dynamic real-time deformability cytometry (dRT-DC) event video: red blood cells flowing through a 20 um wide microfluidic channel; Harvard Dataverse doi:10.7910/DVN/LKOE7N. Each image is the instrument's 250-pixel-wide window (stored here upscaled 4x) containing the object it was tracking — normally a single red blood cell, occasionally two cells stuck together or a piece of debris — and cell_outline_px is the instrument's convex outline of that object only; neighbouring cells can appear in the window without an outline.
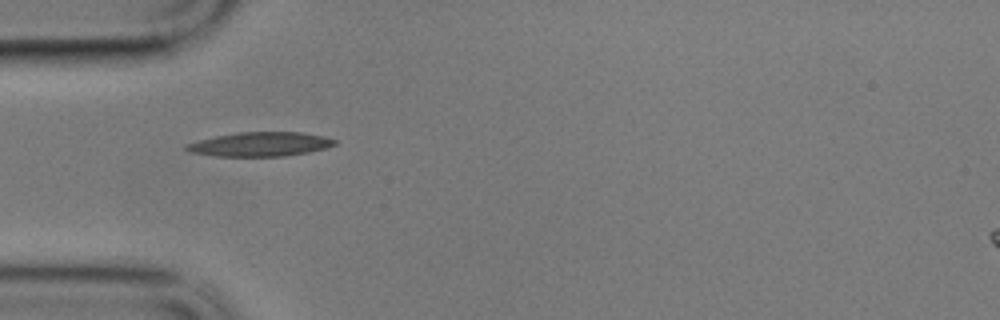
{"species": "common noctule bat (a hibernating species)", "species_latin": "Nyctalus noctula", "temperature_condition": "cold", "stored_images_in_passage": 42, "camera_frame_rate_fps": 3000, "um_per_image_px": 0.085, "animal": {"sex": "male", "body_mass_g": 17.9}, "frame": {"image": 1, "passage_image": 1, "time_ms": 0.0, "image_size_px": [1000, 320], "cell_outline_px": [[336, 144], [324, 148], [308, 152], [284, 156], [212, 156], [188, 152], [184, 148], [184, 144], [216, 136], [236, 132], [300, 132], [324, 136], [336, 140]], "centroid_in_image_um": [22.06, 12.26], "position_along_channel_um": 62.9, "area_um2": 20.92}}
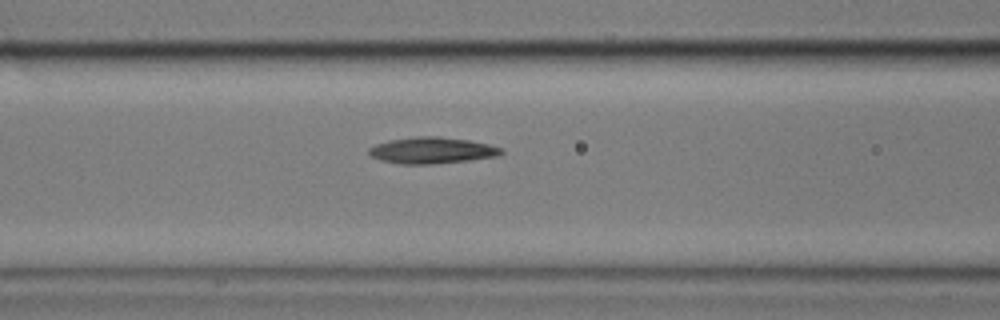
{"frame": {"image": 2, "passage_image": 7, "time_ms": 2.0, "image_size_px": [1000, 320], "cell_outline_px": [[504, 152], [496, 156], [468, 160], [432, 164], [400, 164], [380, 160], [372, 156], [368, 152], [368, 148], [376, 144], [388, 140], [416, 136], [440, 136], [468, 140], [488, 144], [504, 148]], "centroid_in_image_um": [36.7, 12.77], "position_along_channel_um": 129.9, "area_um2": 20.35}}
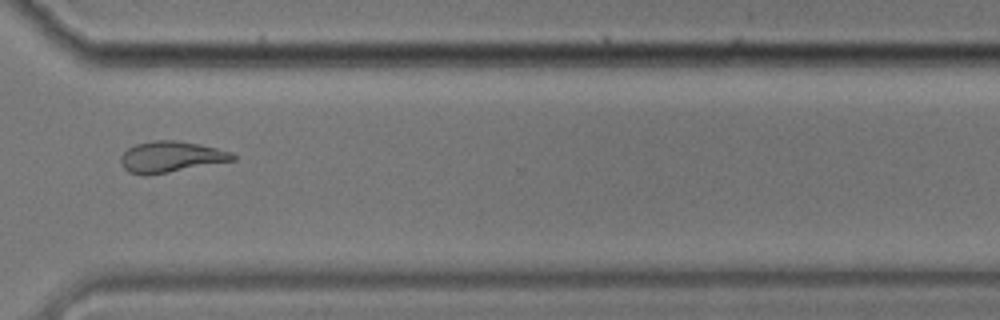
{"frame": {"image": 3, "passage_image": 27, "time_ms": 8.667, "image_size_px": [1000, 320], "cell_outline_px": [[236, 160], [148, 176], [144, 176], [128, 172], [120, 164], [120, 156], [128, 148], [136, 144], [152, 140], [176, 140], [200, 144], [232, 152], [236, 156]], "centroid_in_image_um": [14.51, 13.34], "position_along_channel_um": 356.1, "area_um2": 20.52}}